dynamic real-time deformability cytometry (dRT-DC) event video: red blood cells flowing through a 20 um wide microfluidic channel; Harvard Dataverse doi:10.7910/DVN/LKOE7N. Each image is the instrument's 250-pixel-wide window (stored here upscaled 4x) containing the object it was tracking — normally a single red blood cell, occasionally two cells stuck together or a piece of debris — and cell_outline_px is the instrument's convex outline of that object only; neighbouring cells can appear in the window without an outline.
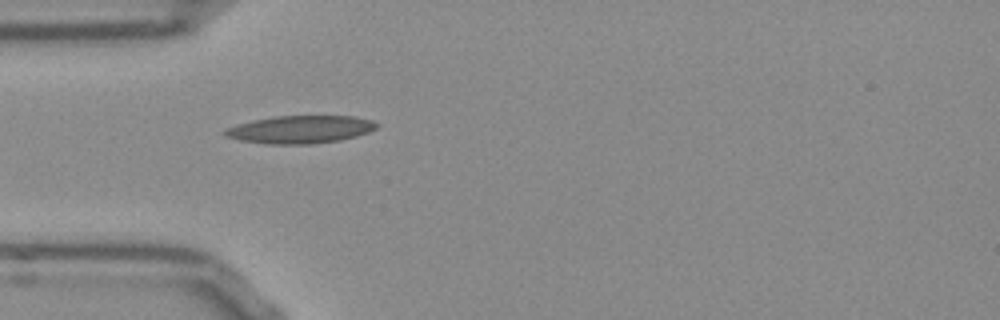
{"species": "Egyptian fruit bat (a non-hibernating species)", "species_latin": "Rousettus aegyptiacus", "temperature_condition": "room temperature", "stored_images_in_passage": 31, "camera_frame_rate_fps": 3000, "um_per_image_px": 0.085, "frame": {"image": 1, "passage_image": 1, "time_ms": 0.0, "image_size_px": [1000, 320], "cell_outline_px": [[380, 124], [376, 128], [368, 132], [356, 136], [340, 140], [308, 144], [268, 144], [240, 140], [224, 136], [220, 132], [236, 124], [272, 116], [356, 116], [372, 120]], "centroid_in_image_um": [25.51, 11.0], "position_along_channel_um": 59.5, "area_um2": 24.62}}
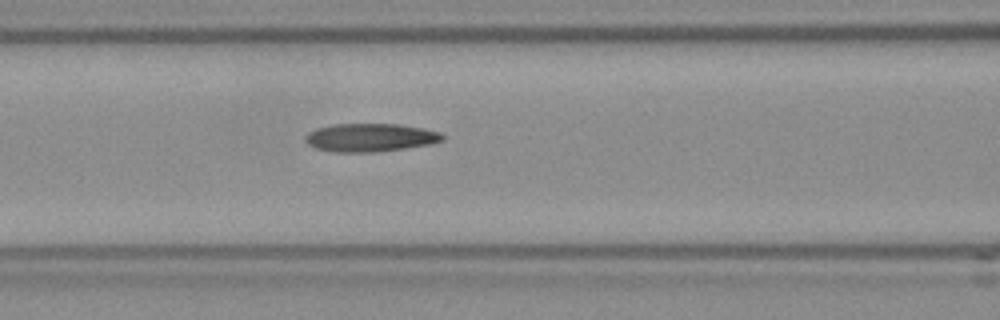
{"frame": {"image": 2, "passage_image": 7, "time_ms": 2.0, "image_size_px": [1000, 320], "cell_outline_px": [[444, 140], [432, 144], [376, 152], [336, 152], [316, 148], [308, 144], [308, 132], [316, 128], [332, 124], [400, 124], [424, 128], [440, 132], [444, 136]], "centroid_in_image_um": [31.53, 11.68], "position_along_channel_um": 135.1, "area_um2": 22.48}}
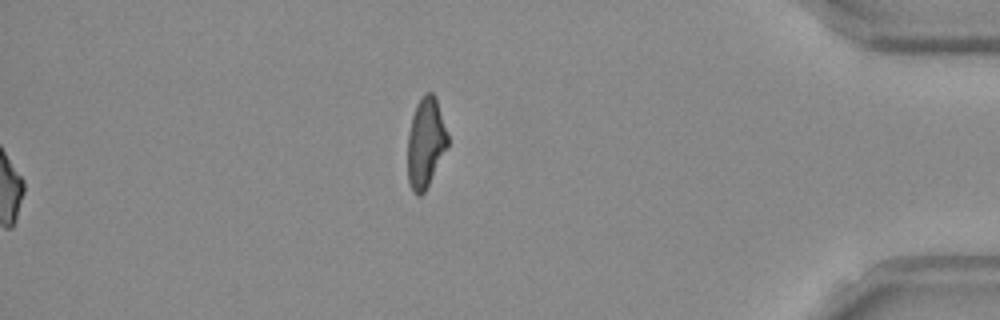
{"frame": {"image": 3, "passage_image": 31, "time_ms": 10.0, "image_size_px": [1000, 320], "cell_outline_px": [[448, 144], [424, 192], [420, 196], [416, 196], [412, 192], [408, 180], [408, 132], [412, 116], [416, 104], [424, 92], [432, 92], [436, 96], [448, 132]], "centroid_in_image_um": [36.17, 12.08], "position_along_channel_um": 399.0, "area_um2": 21.04}, "authors_computed_cell_mechanics": {"area_um2": 22.1374, "velocity_mm_per_s": 3.8208, "shape_relaxation_time_tau1_ms": null, "shape_relaxation_time_tau2_ms": 3.4, "deformation_change_tau1": null, "deformation_change_tau2": 0.1289}}